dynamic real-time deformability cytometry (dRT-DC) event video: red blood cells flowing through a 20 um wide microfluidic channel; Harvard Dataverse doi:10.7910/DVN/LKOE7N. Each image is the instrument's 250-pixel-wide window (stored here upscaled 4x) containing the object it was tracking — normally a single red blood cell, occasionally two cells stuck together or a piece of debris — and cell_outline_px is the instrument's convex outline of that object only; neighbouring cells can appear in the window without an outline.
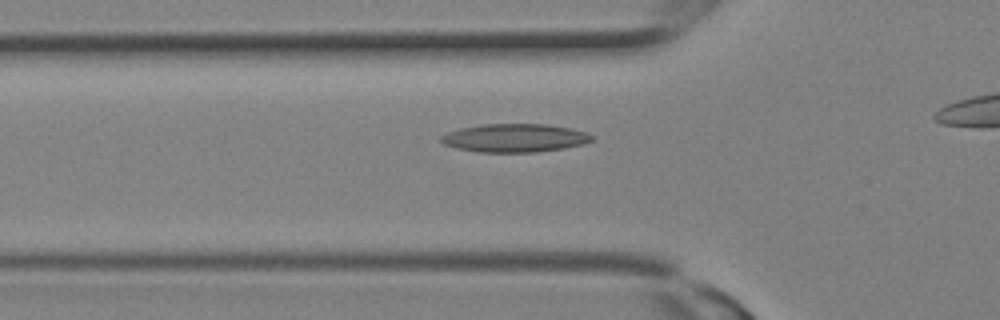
{"species": "Egyptian fruit bat (a non-hibernating species)", "species_latin": "Rousettus aegyptiacus", "temperature_condition": "room temperature", "stored_images_in_passage": 9, "camera_frame_rate_fps": 3000, "um_per_image_px": 0.085, "animal": {"sex": "female"}, "frame": {"image": 1, "passage_image": 2, "time_ms": 0.333, "image_size_px": [1000, 320], "cell_outline_px": [[592, 140], [584, 144], [564, 148], [536, 152], [480, 152], [456, 148], [444, 144], [440, 140], [440, 136], [448, 132], [460, 128], [480, 124], [548, 124], [572, 128], [588, 132], [592, 136]], "centroid_in_image_um": [43.76, 11.72], "position_along_channel_um": 82.0, "area_um2": 25.03}}
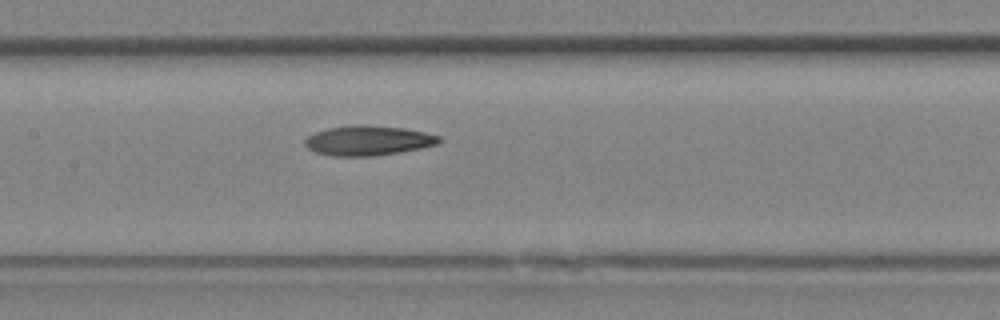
{"frame": {"image": 2, "passage_image": 6, "time_ms": 1.667, "image_size_px": [1000, 320], "cell_outline_px": [[440, 140], [436, 144], [420, 148], [400, 152], [372, 156], [332, 156], [316, 152], [308, 148], [304, 144], [304, 140], [308, 136], [316, 132], [328, 128], [360, 124], [364, 124], [404, 128], [424, 132], [440, 136]], "centroid_in_image_um": [31.27, 11.94], "position_along_channel_um": 176.1, "area_um2": 23.18}}
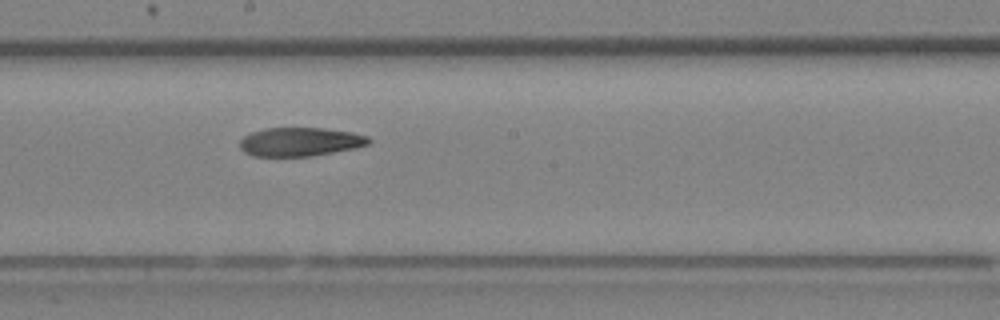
{"frame": {"image": 3, "passage_image": 8, "time_ms": 2.333, "image_size_px": [1000, 320], "cell_outline_px": [[372, 140], [368, 144], [356, 148], [312, 156], [252, 156], [244, 152], [240, 148], [240, 140], [244, 136], [252, 132], [264, 128], [324, 128], [352, 132], [368, 136]], "centroid_in_image_um": [25.52, 12.05], "position_along_channel_um": 222.7, "area_um2": 21.68}}